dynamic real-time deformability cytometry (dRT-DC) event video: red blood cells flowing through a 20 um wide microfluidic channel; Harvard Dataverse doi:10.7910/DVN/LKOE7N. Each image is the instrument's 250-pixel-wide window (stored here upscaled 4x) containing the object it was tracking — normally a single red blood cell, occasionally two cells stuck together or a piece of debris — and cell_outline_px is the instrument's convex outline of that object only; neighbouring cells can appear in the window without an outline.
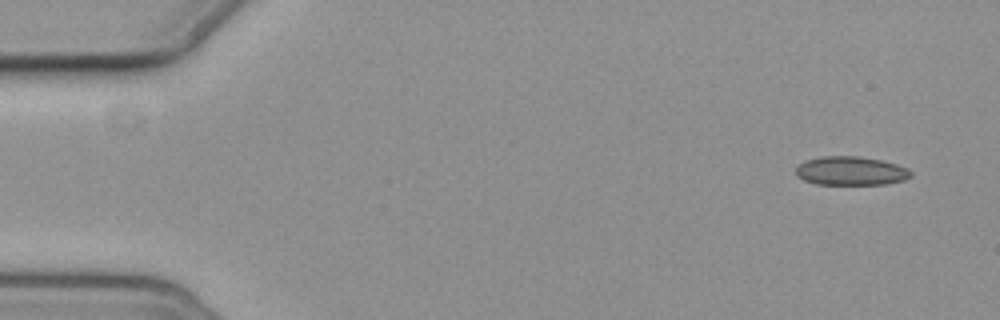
{"species": "common noctule bat (a hibernating species)", "species_latin": "Nyctalus noctula", "temperature_condition": "cold", "stored_images_in_passage": 9, "camera_frame_rate_fps": 3000, "um_per_image_px": 0.085, "animal": {"sex": "female", "body_mass_g": 19.3, "forearm_length_mm": 54.1}, "frame": {"image": 1, "passage_image": 1, "time_ms": 0.0, "image_size_px": [1000, 320], "cell_outline_px": [[912, 176], [904, 180], [884, 184], [816, 184], [804, 180], [796, 176], [796, 168], [804, 160], [820, 156], [860, 156], [880, 160], [896, 164], [908, 168], [912, 172]], "centroid_in_image_um": [72.31, 14.52], "position_along_channel_um": 12.7, "area_um2": 19.36}}
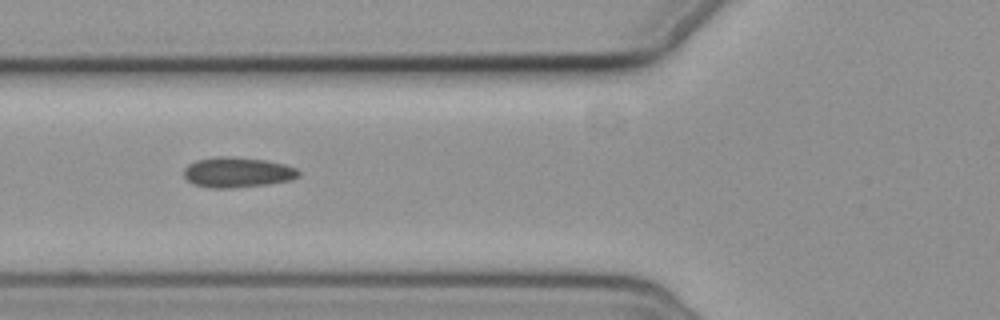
{"frame": {"image": 2, "passage_image": 6, "time_ms": 6.0, "image_size_px": [1000, 320], "cell_outline_px": [[300, 176], [292, 180], [268, 184], [232, 188], [208, 188], [192, 184], [184, 176], [184, 168], [188, 164], [196, 160], [216, 156], [232, 156], [264, 160], [284, 164], [296, 168], [300, 172]], "centroid_in_image_um": [20.17, 14.65], "position_along_channel_um": 105.6, "area_um2": 20.46}}
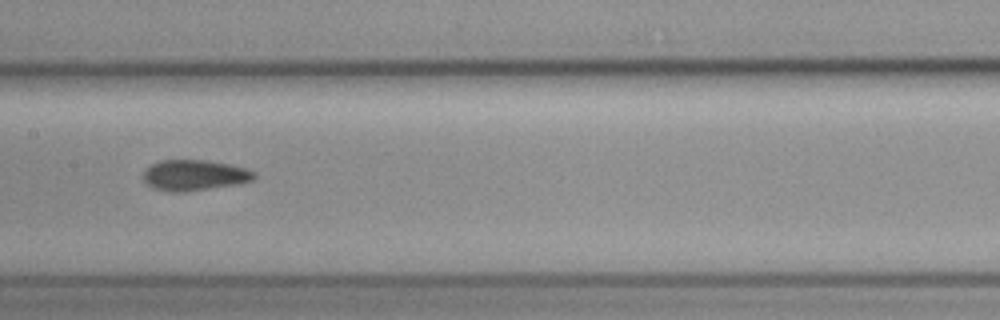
{"frame": {"image": 3, "passage_image": 8, "time_ms": 8.333, "image_size_px": [1000, 320], "cell_outline_px": [[256, 176], [252, 180], [236, 184], [184, 192], [168, 192], [152, 188], [144, 180], [144, 172], [152, 164], [160, 160], [204, 160], [228, 164], [244, 168], [256, 172]], "centroid_in_image_um": [16.51, 14.9], "position_along_channel_um": 190.9, "area_um2": 19.65}}